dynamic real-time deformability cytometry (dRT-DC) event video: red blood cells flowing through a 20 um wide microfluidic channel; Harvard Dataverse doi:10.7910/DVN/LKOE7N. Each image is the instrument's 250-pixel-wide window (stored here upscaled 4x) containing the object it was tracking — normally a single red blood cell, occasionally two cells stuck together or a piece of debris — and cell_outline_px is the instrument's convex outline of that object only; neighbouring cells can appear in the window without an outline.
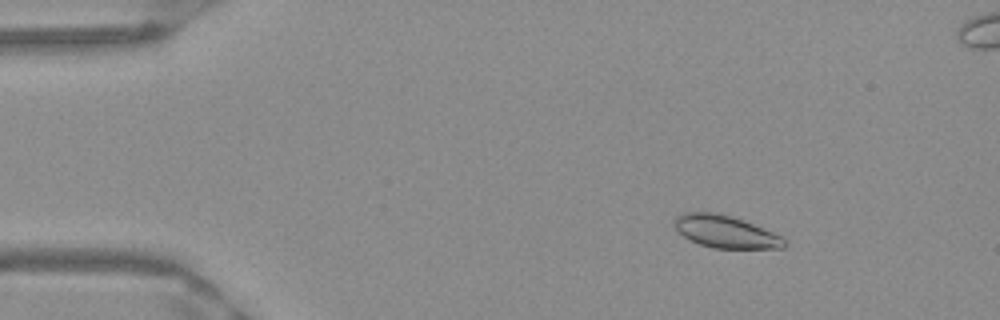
{"species": "Egyptian fruit bat (a non-hibernating species)", "species_latin": "Rousettus aegyptiacus", "temperature_condition": "warm", "stored_images_in_passage": 50, "camera_frame_rate_fps": 3000, "um_per_image_px": 0.085, "frame": {"image": 1, "passage_image": 5, "time_ms": 1.333, "image_size_px": [1000, 320], "cell_outline_px": [[788, 244], [784, 248], [712, 248], [700, 244], [684, 236], [672, 224], [672, 220], [676, 216], [684, 212], [720, 212], [732, 216], [772, 232], [788, 240]], "centroid_in_image_um": [61.66, 19.68], "position_along_channel_um": 23.3, "area_um2": 20.75}}
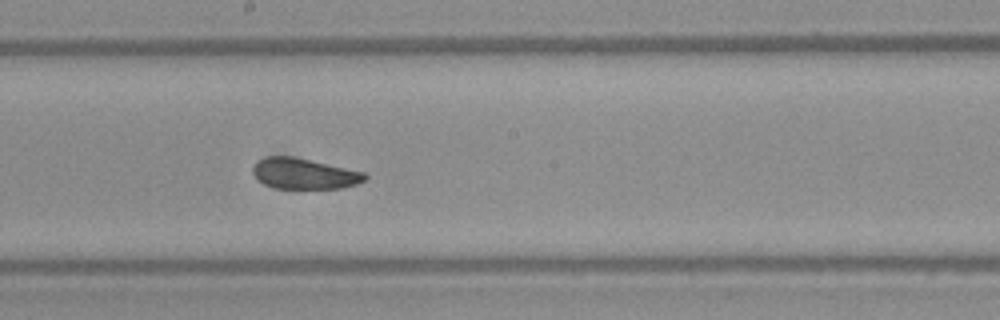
{"frame": {"image": 2, "passage_image": 26, "time_ms": 8.333, "image_size_px": [1000, 320], "cell_outline_px": [[368, 176], [364, 180], [356, 184], [340, 188], [276, 188], [264, 184], [252, 172], [252, 168], [260, 160], [268, 156], [292, 156], [364, 172]], "centroid_in_image_um": [25.86, 14.76], "position_along_channel_um": 222.3, "area_um2": 19.65}}
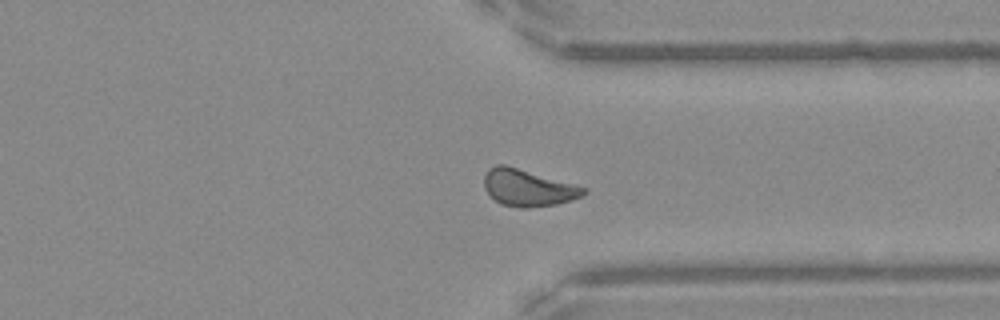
{"frame": {"image": 3, "passage_image": 37, "time_ms": 12.0, "image_size_px": [1000, 320], "cell_outline_px": [[588, 192], [584, 196], [556, 204], [528, 208], [520, 208], [500, 204], [484, 188], [484, 176], [488, 168], [496, 164], [504, 164], [588, 188]], "centroid_in_image_um": [44.89, 15.96], "position_along_channel_um": 366.5, "area_um2": 21.33}, "authors_computed_cell_mechanics": {"area_um2": 20.6346, "velocity_mm_per_s": 3.9391, "shape_relaxation_time_tau1_ms": 3.7973, "shape_relaxation_time_tau2_ms": 5.0136, "deformation_change_tau1": 0.0811, "deformation_change_tau2": 0.0774}}